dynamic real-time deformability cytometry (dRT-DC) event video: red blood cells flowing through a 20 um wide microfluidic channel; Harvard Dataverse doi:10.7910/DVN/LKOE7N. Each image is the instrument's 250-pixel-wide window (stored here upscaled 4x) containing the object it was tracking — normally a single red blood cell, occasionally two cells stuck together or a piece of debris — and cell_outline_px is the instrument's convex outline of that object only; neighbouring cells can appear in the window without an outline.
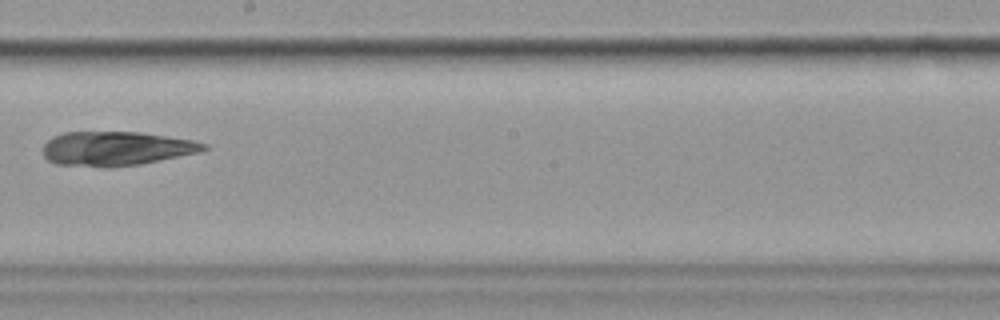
{"species": "common noctule bat (a hibernating species)", "species_latin": "Nyctalus noctula", "temperature_condition": "cold", "stored_images_in_passage": 11, "camera_frame_rate_fps": 3000, "um_per_image_px": 0.085, "animal": {"sex": "female", "body_mass_g": 19.9}, "frame": {"image": 1, "passage_image": 5, "time_ms": 5.667, "image_size_px": [1000, 320], "cell_outline_px": [[208, 148], [200, 152], [140, 164], [56, 164], [48, 160], [44, 156], [44, 144], [52, 136], [64, 132], [140, 132], [192, 140], [208, 144]], "centroid_in_image_um": [9.91, 12.58], "position_along_channel_um": 238.3, "area_um2": 30.92}}
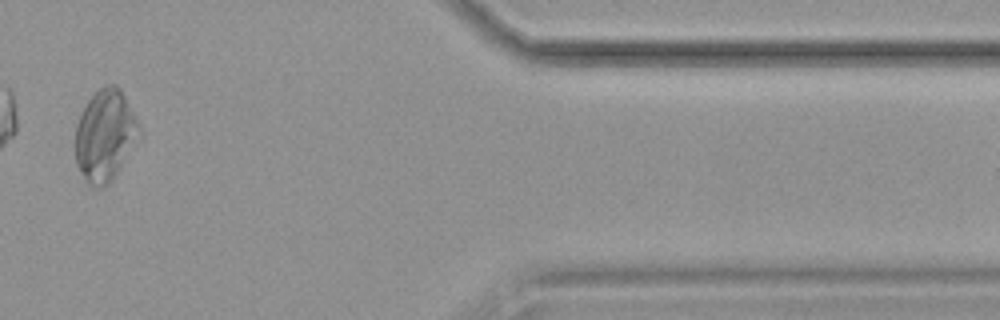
{"frame": {"image": 2, "passage_image": 10, "time_ms": 11.333, "image_size_px": [1000, 320], "cell_outline_px": [[140, 140], [108, 184], [100, 188], [96, 188], [88, 184], [84, 180], [76, 164], [76, 124], [88, 100], [104, 84], [116, 84], [120, 88], [140, 124]], "centroid_in_image_um": [8.95, 11.52], "position_along_channel_um": 402.4, "area_um2": 34.16}}